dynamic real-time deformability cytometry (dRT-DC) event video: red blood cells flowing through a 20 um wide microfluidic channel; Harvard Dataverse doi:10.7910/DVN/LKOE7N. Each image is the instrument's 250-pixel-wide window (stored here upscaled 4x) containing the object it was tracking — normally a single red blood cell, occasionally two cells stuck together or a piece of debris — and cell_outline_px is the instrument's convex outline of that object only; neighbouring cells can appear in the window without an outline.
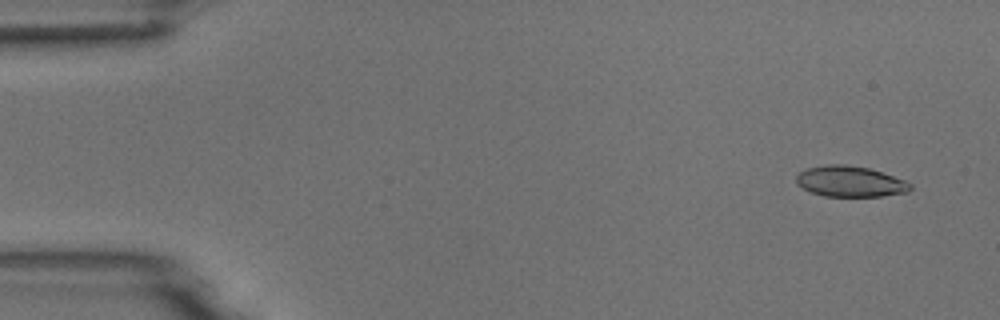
{"species": "common noctule bat (a hibernating species)", "species_latin": "Nyctalus noctula", "temperature_condition": "room temperature", "stored_images_in_passage": 3, "camera_frame_rate_fps": 3000, "um_per_image_px": 0.085, "animal": {"sex": "male", "body_mass_g": 18.8}, "frame": {"image": 1, "passage_image": 1, "time_ms": 0.0, "image_size_px": [1000, 320], "cell_outline_px": [[912, 188], [908, 192], [880, 196], [824, 196], [812, 192], [796, 184], [796, 176], [800, 172], [808, 168], [828, 164], [848, 164], [868, 168], [904, 180], [912, 184]], "centroid_in_image_um": [72.26, 15.42], "position_along_channel_um": 12.7, "area_um2": 20.29}}